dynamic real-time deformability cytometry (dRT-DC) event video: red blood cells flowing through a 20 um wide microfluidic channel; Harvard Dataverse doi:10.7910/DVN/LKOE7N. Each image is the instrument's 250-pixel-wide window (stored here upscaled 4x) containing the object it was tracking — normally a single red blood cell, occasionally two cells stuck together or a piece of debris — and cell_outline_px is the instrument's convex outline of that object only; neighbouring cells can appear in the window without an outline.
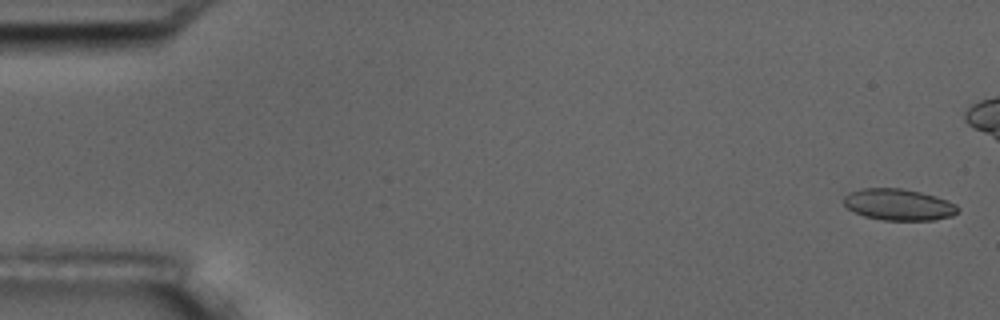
{"species": "common noctule bat (a hibernating species)", "species_latin": "Nyctalus noctula", "temperature_condition": "room temperature", "stored_images_in_passage": 13, "camera_frame_rate_fps": 3000, "um_per_image_px": 0.085, "animal": {"sex": "male", "body_mass_g": 17.5, "forearm_length_mm": 52.3}, "frame": {"image": 1, "passage_image": 1, "time_ms": 0.0, "image_size_px": [1000, 320], "cell_outline_px": [[960, 212], [952, 216], [932, 220], [884, 220], [864, 216], [848, 208], [844, 204], [844, 196], [848, 192], [860, 188], [900, 188], [920, 192], [936, 196], [956, 204], [960, 208]], "centroid_in_image_um": [76.4, 17.39], "position_along_channel_um": 8.6, "area_um2": 20.98}}
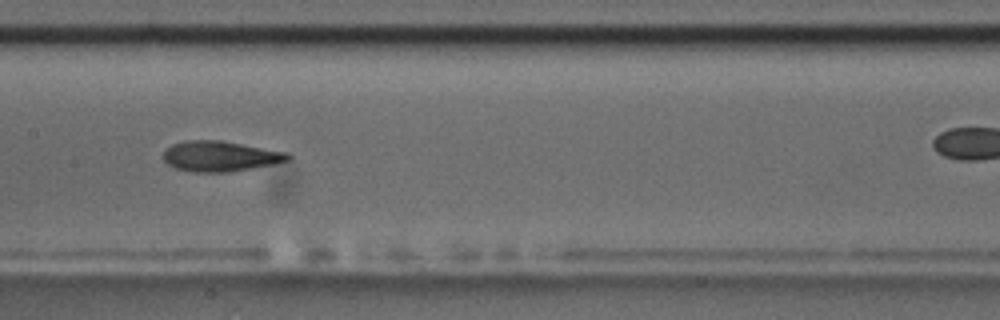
{"frame": {"image": 2, "passage_image": 8, "time_ms": 9.0, "image_size_px": [1000, 320], "cell_outline_px": [[292, 160], [252, 168], [228, 172], [192, 172], [176, 168], [168, 164], [164, 160], [164, 148], [172, 144], [188, 140], [220, 140], [288, 152], [292, 156]], "centroid_in_image_um": [18.73, 13.27], "position_along_channel_um": 188.7, "area_um2": 22.14}, "authors_computed_cell_mechanics": {"area_um2": 21.9062, "velocity_mm_per_s": 3.5524, "shape_relaxation_time_tau1_ms": 4.1002, "shape_relaxation_time_tau2_ms": 2.1103, "deformation_change_tau1": 0.1421, "deformation_change_tau2": 0.0953}}